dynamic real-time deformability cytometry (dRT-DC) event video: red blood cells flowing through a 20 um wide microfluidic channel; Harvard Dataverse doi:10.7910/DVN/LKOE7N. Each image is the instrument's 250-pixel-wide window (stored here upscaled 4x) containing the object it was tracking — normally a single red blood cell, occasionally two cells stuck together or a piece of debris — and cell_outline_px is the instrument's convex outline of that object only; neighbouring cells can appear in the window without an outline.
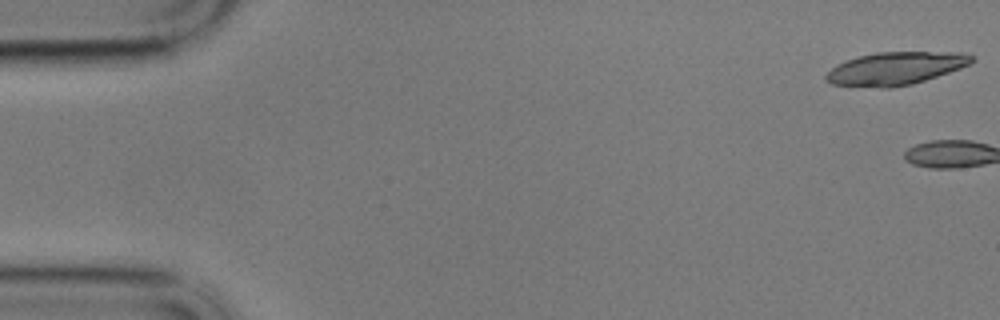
{"species": "common noctule bat (a hibernating species)", "species_latin": "Nyctalus noctula", "temperature_condition": "cold", "stored_images_in_passage": 3, "camera_frame_rate_fps": 3000, "um_per_image_px": 0.085, "animal": {"sex": "male", "body_mass_g": 17.9}, "frame": {"image": 1, "passage_image": 1, "time_ms": 0.0, "image_size_px": [1000, 320], "cell_outline_px": [[976, 60], [960, 68], [912, 84], [892, 88], [880, 88], [832, 84], [824, 80], [824, 76], [836, 64], [860, 56], [876, 52], [960, 52], [976, 56]], "centroid_in_image_um": [76.12, 5.82], "position_along_channel_um": 8.9, "area_um2": 27.86}}